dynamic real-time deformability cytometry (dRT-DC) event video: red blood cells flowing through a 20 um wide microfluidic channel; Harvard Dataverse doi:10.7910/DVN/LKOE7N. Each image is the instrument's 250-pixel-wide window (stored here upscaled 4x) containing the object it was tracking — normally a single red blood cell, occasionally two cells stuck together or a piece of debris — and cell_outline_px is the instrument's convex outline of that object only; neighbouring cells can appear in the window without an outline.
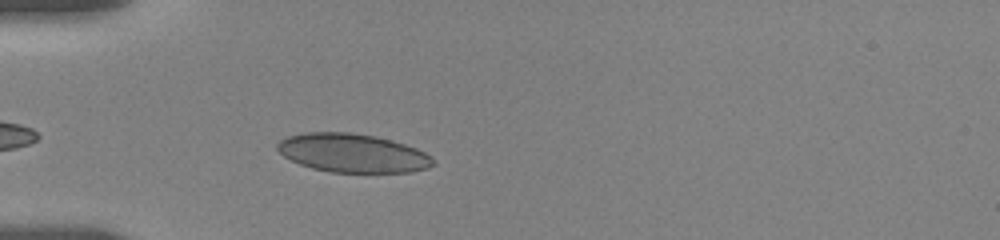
{"species": "human", "species_latin": "Homo sapiens", "temperature_condition": "room temperature", "stored_images_in_passage": 11, "camera_frame_rate_fps": 3000, "um_per_image_px": 0.085, "donor": {"sex": "female"}, "frame": {"image": 1, "passage_image": 2, "time_ms": 0.667, "image_size_px": [1000, 240], "cell_outline_px": [[436, 164], [428, 168], [412, 172], [328, 172], [312, 168], [300, 164], [284, 156], [276, 148], [276, 144], [280, 140], [288, 136], [304, 132], [348, 132], [376, 136], [404, 144], [416, 148], [432, 156], [436, 160]], "centroid_in_image_um": [29.99, 13.01], "position_along_channel_um": 55.0, "area_um2": 35.2}}
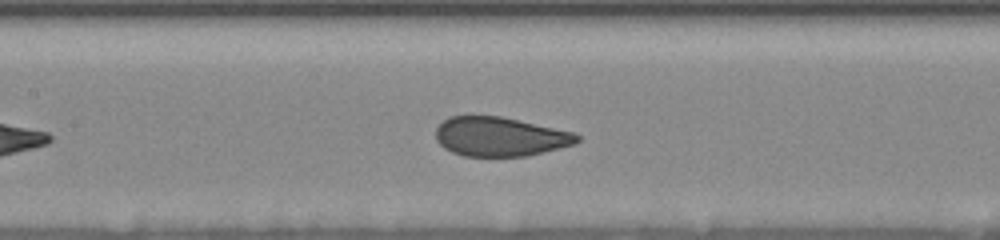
{"frame": {"image": 2, "passage_image": 7, "time_ms": 4.0, "image_size_px": [1000, 240], "cell_outline_px": [[580, 140], [576, 144], [528, 156], [464, 156], [452, 152], [444, 148], [436, 140], [436, 128], [448, 116], [500, 116], [576, 132], [580, 136]], "centroid_in_image_um": [42.53, 11.62], "position_along_channel_um": 164.9, "area_um2": 32.48}}
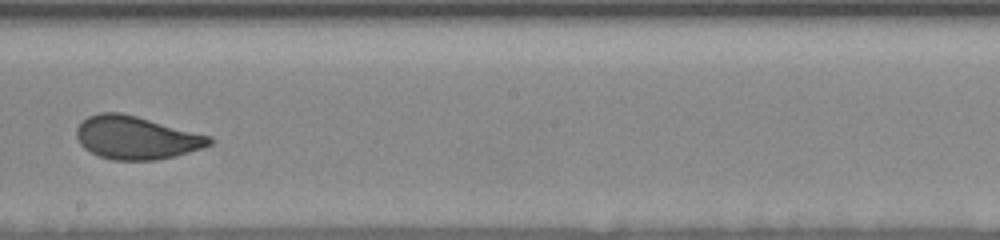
{"frame": {"image": 3, "passage_image": 10, "time_ms": 6.0, "image_size_px": [1000, 240], "cell_outline_px": [[216, 140], [212, 144], [176, 156], [156, 160], [112, 160], [100, 156], [84, 148], [80, 144], [76, 136], [76, 128], [88, 116], [100, 112], [120, 112], [136, 116], [212, 136]], "centroid_in_image_um": [11.6, 11.7], "position_along_channel_um": 236.6, "area_um2": 33.35}}